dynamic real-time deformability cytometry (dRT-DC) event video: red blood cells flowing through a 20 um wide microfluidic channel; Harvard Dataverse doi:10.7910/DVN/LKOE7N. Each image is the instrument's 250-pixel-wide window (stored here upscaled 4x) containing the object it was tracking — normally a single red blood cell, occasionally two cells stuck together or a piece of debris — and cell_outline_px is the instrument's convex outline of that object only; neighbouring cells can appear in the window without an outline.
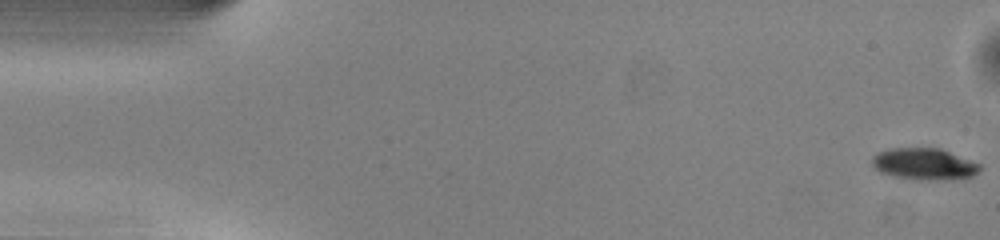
{"species": "common noctule bat (a hibernating species)", "species_latin": "Nyctalus noctula", "temperature_condition": "warm", "stored_images_in_passage": 51, "camera_frame_rate_fps": 3000, "um_per_image_px": 0.085, "animal": {"sex": "male", "body_mass_g": 13.0, "forearm_length_mm": 53.1}, "frame": {"image": 1, "passage_image": 1, "time_ms": 0.0, "image_size_px": [1000, 240], "cell_outline_px": [[980, 168], [972, 176], [952, 180], [916, 180], [892, 176], [880, 172], [872, 164], [872, 156], [880, 152], [892, 148], [940, 148], [980, 164]], "centroid_in_image_um": [78.54, 13.95], "position_along_channel_um": 6.5, "area_um2": 19.83}}
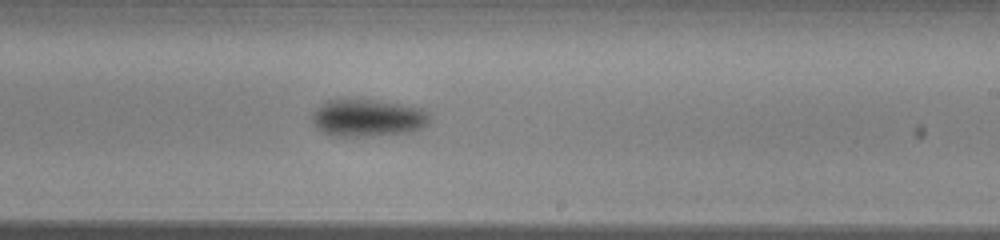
{"frame": {"image": 2, "passage_image": 30, "time_ms": 9.667, "image_size_px": [1000, 240], "cell_outline_px": [[428, 124], [420, 128], [408, 132], [364, 136], [336, 136], [324, 132], [316, 128], [312, 120], [312, 112], [320, 104], [328, 100], [376, 100], [400, 104], [420, 108], [428, 112]], "centroid_in_image_um": [31.22, 10.02], "position_along_channel_um": 257.8, "area_um2": 25.2}}
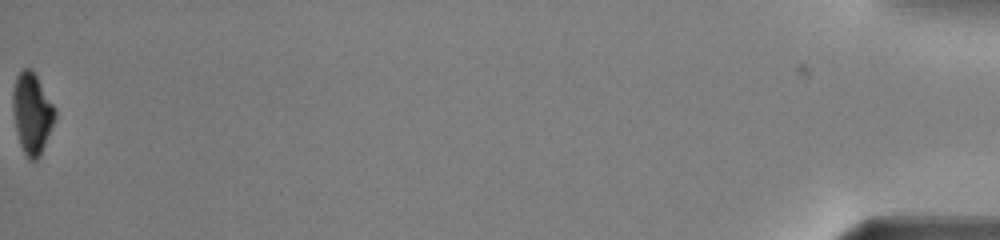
{"frame": {"image": 3, "passage_image": 51, "time_ms": 16.667, "image_size_px": [1000, 240], "cell_outline_px": [[56, 116], [40, 156], [36, 160], [28, 160], [20, 144], [16, 128], [12, 108], [12, 92], [16, 76], [24, 68], [32, 68], [56, 108]], "centroid_in_image_um": [2.72, 9.6], "position_along_channel_um": 432.5, "area_um2": 19.88}, "authors_computed_cell_mechanics": {"area_um2": 22.9466, "velocity_mm_per_s": 4.0671, "shape_relaxation_time_tau1_ms": 2.2777, "shape_relaxation_time_tau2_ms": null, "deformation_change_tau1": 0.08, "deformation_change_tau2": null}}